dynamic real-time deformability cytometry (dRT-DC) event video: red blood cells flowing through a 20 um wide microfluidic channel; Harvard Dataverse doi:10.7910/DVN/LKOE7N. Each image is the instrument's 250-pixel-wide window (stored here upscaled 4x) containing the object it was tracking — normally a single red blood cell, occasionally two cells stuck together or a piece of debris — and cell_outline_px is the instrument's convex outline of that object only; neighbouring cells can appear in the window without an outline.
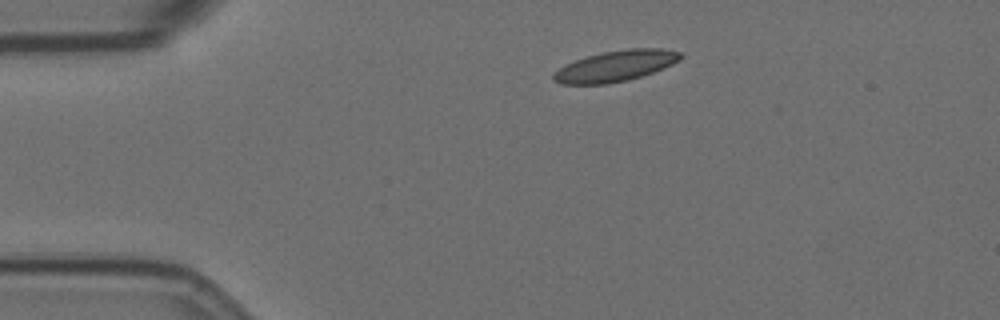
{"species": "Egyptian fruit bat (a non-hibernating species)", "species_latin": "Rousettus aegyptiacus", "temperature_condition": "room temperature", "stored_images_in_passage": 47, "camera_frame_rate_fps": 3000, "um_per_image_px": 0.085, "animal": {"sex": "female"}, "frame": {"image": 1, "passage_image": 1, "time_ms": 0.0, "image_size_px": [1000, 320], "cell_outline_px": [[684, 56], [680, 60], [664, 68], [628, 80], [604, 84], [560, 84], [552, 80], [552, 72], [576, 60], [588, 56], [604, 52], [628, 48], [660, 48], [680, 52]], "centroid_in_image_um": [52.33, 5.61], "position_along_channel_um": 32.7, "area_um2": 22.72}}
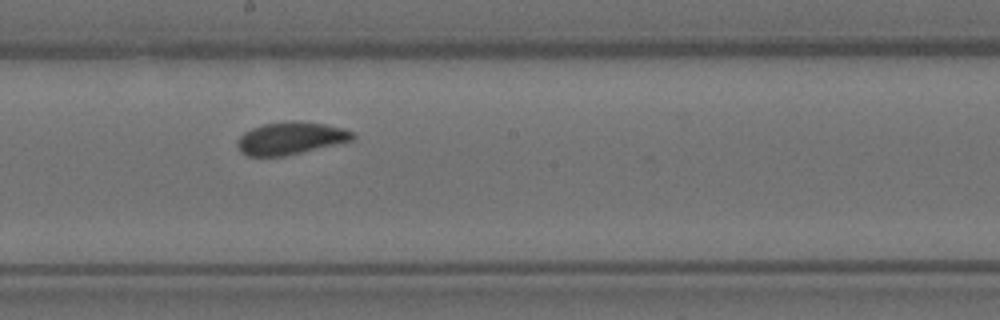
{"frame": {"image": 2, "passage_image": 21, "time_ms": 6.667, "image_size_px": [1000, 320], "cell_outline_px": [[356, 136], [352, 140], [284, 156], [248, 156], [240, 152], [236, 144], [236, 140], [244, 132], [252, 128], [264, 124], [296, 120], [324, 124], [344, 128], [352, 132]], "centroid_in_image_um": [24.66, 11.75], "position_along_channel_um": 223.5, "area_um2": 21.68}}
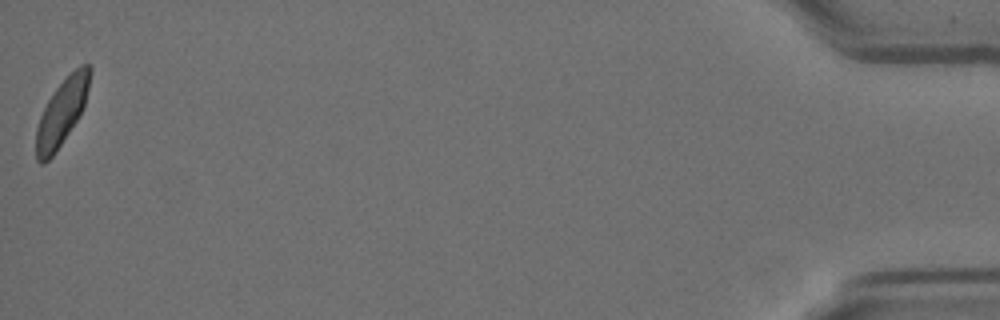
{"frame": {"image": 3, "passage_image": 47, "time_ms": 15.333, "image_size_px": [1000, 320], "cell_outline_px": [[92, 72], [84, 104], [76, 120], [56, 152], [44, 164], [40, 164], [36, 160], [36, 128], [40, 116], [48, 100], [56, 88], [80, 64], [88, 64], [92, 68]], "centroid_in_image_um": [5.24, 9.56], "position_along_channel_um": 430.0, "area_um2": 20.35}, "authors_computed_cell_mechanics": {"area_um2": 21.7906, "velocity_mm_per_s": 3.5232, "shape_relaxation_time_tau1_ms": 3.9257, "shape_relaxation_time_tau2_ms": 0.9188, "deformation_change_tau1": 0.1106, "deformation_change_tau2": 0.0511}}